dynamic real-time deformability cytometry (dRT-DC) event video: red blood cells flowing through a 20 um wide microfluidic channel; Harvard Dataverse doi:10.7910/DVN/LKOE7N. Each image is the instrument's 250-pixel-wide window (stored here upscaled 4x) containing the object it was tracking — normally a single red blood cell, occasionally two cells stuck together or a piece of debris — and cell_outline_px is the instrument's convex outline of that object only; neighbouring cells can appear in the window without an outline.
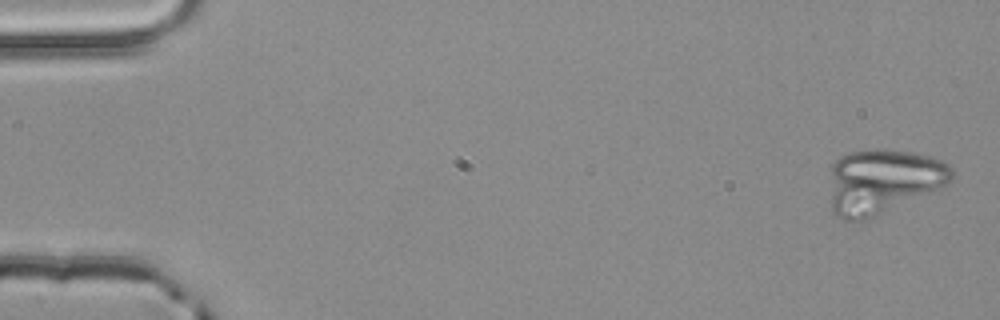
{"species": "common noctule bat (a hibernating species)", "species_latin": "Nyctalus noctula", "temperature_condition": "room temperature", "stored_images_in_passage": 4, "camera_frame_rate_fps": 3000, "um_per_image_px": 0.085, "animal": {"sex": "male", "body_mass_g": 20.4}, "frame": {"image": 1, "passage_image": 1, "time_ms": 0.0, "image_size_px": [1000, 320], "cell_outline_px": [[952, 180], [936, 188], [876, 216], [864, 220], [840, 220], [832, 212], [832, 164], [840, 156], [848, 152], [912, 152], [928, 156], [940, 160], [948, 164], [952, 168]], "centroid_in_image_um": [75.01, 15.44], "position_along_channel_um": 10.0, "area_um2": 44.27}}